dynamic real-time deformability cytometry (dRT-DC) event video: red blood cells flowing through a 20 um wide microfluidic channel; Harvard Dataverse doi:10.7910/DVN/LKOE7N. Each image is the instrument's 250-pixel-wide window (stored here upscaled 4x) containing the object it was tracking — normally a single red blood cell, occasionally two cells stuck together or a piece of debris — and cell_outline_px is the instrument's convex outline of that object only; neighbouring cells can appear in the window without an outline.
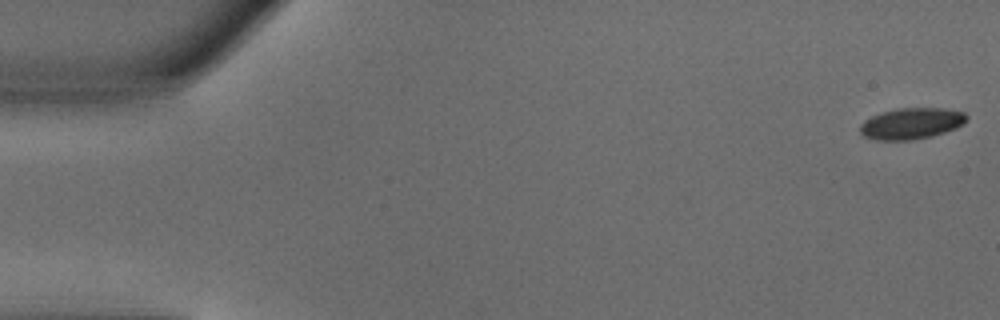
{"species": "common noctule bat (a hibernating species)", "species_latin": "Nyctalus noctula", "temperature_condition": "warm", "stored_images_in_passage": 50, "camera_frame_rate_fps": 3000, "um_per_image_px": 0.085, "animal": {"sex": "male", "body_mass_g": 18.8}, "frame": {"image": 1, "passage_image": 1, "time_ms": 0.0, "image_size_px": [1000, 320], "cell_outline_px": [[968, 120], [964, 124], [956, 128], [932, 136], [912, 140], [876, 140], [864, 136], [860, 132], [860, 124], [864, 120], [880, 112], [896, 108], [944, 108], [964, 112], [968, 116]], "centroid_in_image_um": [77.48, 10.49], "position_along_channel_um": 7.5, "area_um2": 19.59}}
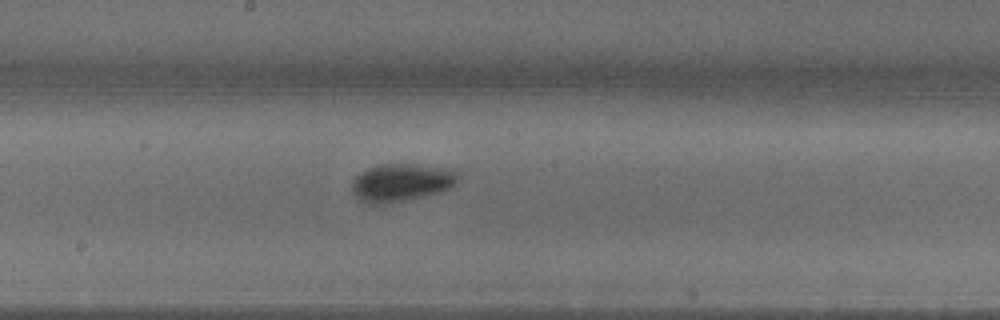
{"frame": {"image": 2, "passage_image": 27, "time_ms": 8.667, "image_size_px": [1000, 320], "cell_outline_px": [[460, 176], [456, 184], [452, 188], [440, 192], [404, 200], [384, 204], [368, 204], [360, 200], [352, 192], [352, 180], [360, 172], [368, 168], [380, 164], [412, 164], [452, 168]], "centroid_in_image_um": [34.13, 15.5], "position_along_channel_um": 214.1, "area_um2": 23.58}}
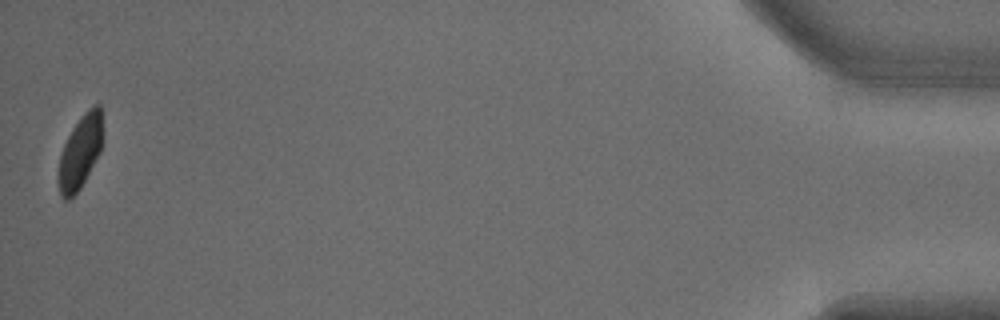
{"frame": {"image": 3, "passage_image": 50, "time_ms": 16.333, "image_size_px": [1000, 320], "cell_outline_px": [[104, 140], [100, 152], [80, 188], [68, 200], [64, 200], [60, 196], [56, 180], [60, 156], [64, 144], [72, 128], [80, 116], [88, 108], [96, 104], [100, 104], [104, 136]], "centroid_in_image_um": [6.82, 12.9], "position_along_channel_um": 428.4, "area_um2": 19.36}, "authors_computed_cell_mechanics": {"area_um2": 21.0103, "velocity_mm_per_s": 4.0001, "shape_relaxation_time_tau1_ms": 2.9068, "shape_relaxation_time_tau2_ms": null, "deformation_change_tau1": 0.1364, "deformation_change_tau2": null}}